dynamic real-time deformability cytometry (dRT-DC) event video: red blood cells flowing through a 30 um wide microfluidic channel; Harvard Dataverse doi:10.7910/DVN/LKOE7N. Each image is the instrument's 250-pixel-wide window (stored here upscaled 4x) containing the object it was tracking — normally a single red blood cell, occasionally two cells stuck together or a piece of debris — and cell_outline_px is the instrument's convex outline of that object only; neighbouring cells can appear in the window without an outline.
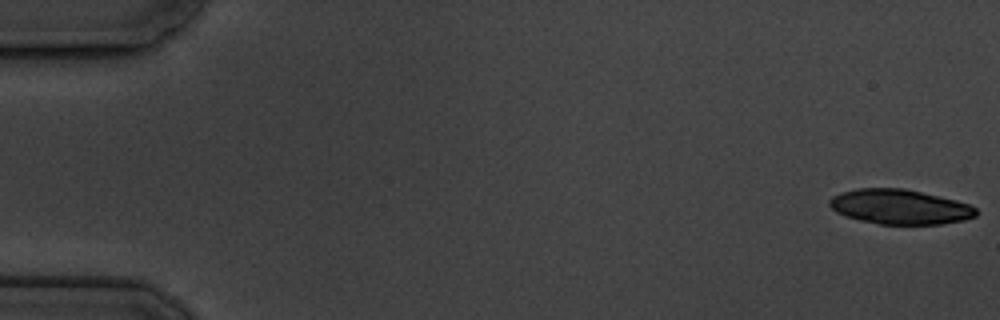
{"species": "common noctule bat (a hibernating species)", "species_latin": "Nyctalus noctula", "temperature_condition": "cold", "stored_images_in_passage": 6, "camera_frame_rate_fps": 3000, "um_per_image_px": 0.085, "animal": {"sex": "male", "body_mass_g": 19.5, "forearm_length_mm": 54.6}, "frame": {"image": 1, "passage_image": 1, "time_ms": 0.0, "image_size_px": [1000, 320], "cell_outline_px": [[976, 216], [964, 220], [940, 224], [880, 224], [860, 220], [844, 216], [836, 212], [828, 204], [828, 200], [832, 196], [856, 188], [904, 188], [940, 196], [956, 200], [968, 204], [976, 208]], "centroid_in_image_um": [76.47, 17.57], "position_along_channel_um": 8.5, "area_um2": 29.71}}